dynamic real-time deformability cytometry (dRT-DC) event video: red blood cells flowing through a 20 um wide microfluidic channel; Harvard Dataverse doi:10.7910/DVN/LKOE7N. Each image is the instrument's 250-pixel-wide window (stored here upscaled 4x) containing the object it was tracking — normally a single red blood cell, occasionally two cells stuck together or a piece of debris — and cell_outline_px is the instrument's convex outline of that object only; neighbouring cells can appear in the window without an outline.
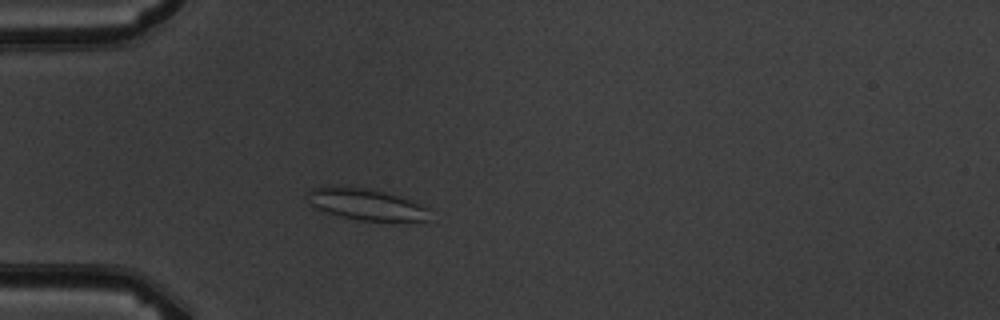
{"species": "common noctule bat (a hibernating species)", "species_latin": "Nyctalus noctula", "temperature_condition": "warm", "stored_images_in_passage": 3, "camera_frame_rate_fps": 3000, "um_per_image_px": 0.085, "animal": {"sex": "male", "body_mass_g": 19.5, "forearm_length_mm": 54.6}, "frame": {"image": 1, "passage_image": 3, "time_ms": 2.333, "image_size_px": [1000, 320], "cell_outline_px": [[428, 220], [392, 224], [356, 220], [324, 212], [308, 204], [304, 192], [312, 188], [332, 184], [348, 184], [372, 188], [408, 196], [428, 208]], "centroid_in_image_um": [31.13, 17.35], "position_along_channel_um": 53.9, "area_um2": 24.68}}